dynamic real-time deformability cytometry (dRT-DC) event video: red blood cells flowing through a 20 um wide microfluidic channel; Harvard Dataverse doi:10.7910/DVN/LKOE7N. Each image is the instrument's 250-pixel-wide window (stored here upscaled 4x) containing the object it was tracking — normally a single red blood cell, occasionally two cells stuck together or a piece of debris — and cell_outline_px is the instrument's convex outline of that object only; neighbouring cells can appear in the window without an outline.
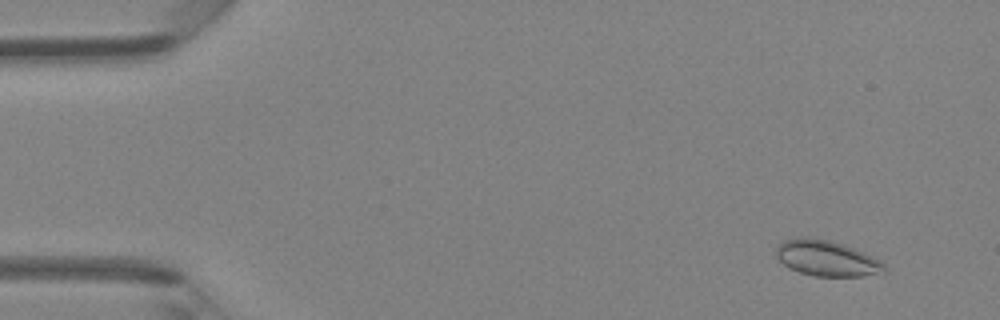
{"species": "Egyptian fruit bat (a non-hibernating species)", "species_latin": "Rousettus aegyptiacus", "temperature_condition": "room temperature", "stored_images_in_passage": 48, "camera_frame_rate_fps": 3000, "um_per_image_px": 0.085, "animal": {"sex": "female"}, "frame": {"image": 1, "passage_image": 4, "time_ms": 1.0, "image_size_px": [1000, 320], "cell_outline_px": [[888, 268], [884, 272], [864, 276], [812, 276], [788, 268], [776, 256], [776, 248], [784, 240], [804, 236], [808, 236], [832, 240], [844, 244], [872, 256], [880, 260]], "centroid_in_image_um": [70.27, 21.94], "position_along_channel_um": 14.7, "area_um2": 22.66}}
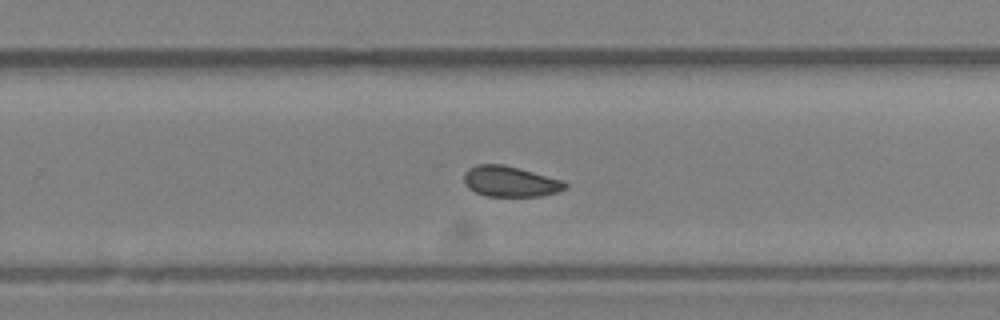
{"frame": {"image": 2, "passage_image": 31, "time_ms": 10.0, "image_size_px": [1000, 320], "cell_outline_px": [[568, 188], [556, 192], [540, 196], [488, 196], [476, 192], [468, 188], [464, 184], [464, 172], [468, 168], [476, 164], [504, 164], [564, 180], [568, 184]], "centroid_in_image_um": [43.37, 15.41], "position_along_channel_um": 286.4, "area_um2": 18.21}}
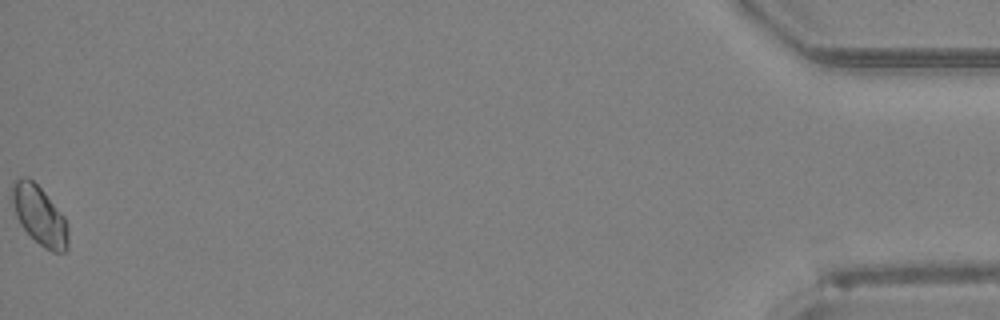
{"frame": {"image": 3, "passage_image": 48, "time_ms": 15.667, "image_size_px": [1000, 320], "cell_outline_px": [[68, 248], [64, 252], [52, 252], [44, 248], [20, 224], [16, 216], [12, 204], [12, 184], [16, 180], [24, 176], [28, 176], [44, 192], [64, 216], [68, 228]], "centroid_in_image_um": [3.36, 18.31], "position_along_channel_um": 431.8, "area_um2": 19.07}, "authors_computed_cell_mechanics": {"area_um2": 18.6694, "velocity_mm_per_s": 4.2852, "shape_relaxation_time_tau1_ms": null, "shape_relaxation_time_tau2_ms": 1.3708, "deformation_change_tau1": null, "deformation_change_tau2": 0.0421}}